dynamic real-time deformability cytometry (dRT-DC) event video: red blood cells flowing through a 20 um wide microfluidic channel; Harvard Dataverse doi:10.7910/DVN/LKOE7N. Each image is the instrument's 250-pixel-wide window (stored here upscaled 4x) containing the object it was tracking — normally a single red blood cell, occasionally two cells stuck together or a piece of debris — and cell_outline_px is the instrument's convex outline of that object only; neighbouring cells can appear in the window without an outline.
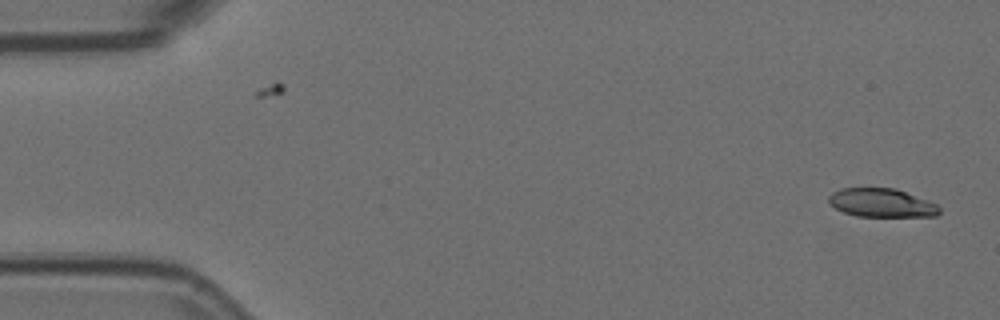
{"species": "Egyptian fruit bat (a non-hibernating species)", "species_latin": "Rousettus aegyptiacus", "temperature_condition": "room temperature", "stored_images_in_passage": 2, "camera_frame_rate_fps": 3000, "um_per_image_px": 0.085, "animal": {"sex": "female"}, "frame": {"image": 1, "passage_image": 2, "time_ms": 0.333, "image_size_px": [1000, 320], "cell_outline_px": [[940, 212], [936, 216], [856, 216], [844, 212], [828, 204], [828, 196], [832, 192], [840, 188], [896, 188], [928, 200], [936, 204], [940, 208]], "centroid_in_image_um": [74.91, 17.23], "position_along_channel_um": 10.1, "area_um2": 18.5}}